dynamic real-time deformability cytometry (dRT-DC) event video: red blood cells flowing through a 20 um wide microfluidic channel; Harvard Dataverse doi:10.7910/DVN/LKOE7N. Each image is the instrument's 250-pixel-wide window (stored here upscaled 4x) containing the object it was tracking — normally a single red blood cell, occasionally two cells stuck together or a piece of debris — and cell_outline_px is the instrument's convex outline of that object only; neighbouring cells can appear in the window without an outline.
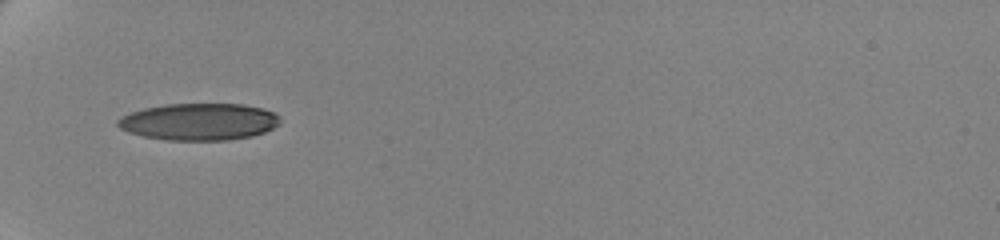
{"species": "human", "species_latin": "Homo sapiens", "temperature_condition": "cold", "stored_images_in_passage": 38, "camera_frame_rate_fps": 3000, "um_per_image_px": 0.085, "donor": {"sex": "female"}, "frame": {"image": 1, "passage_image": 1, "time_ms": 0.0, "image_size_px": [1000, 240], "cell_outline_px": [[280, 124], [264, 132], [252, 136], [228, 140], [164, 140], [144, 136], [128, 132], [120, 128], [116, 124], [116, 120], [120, 116], [144, 108], [164, 104], [240, 104], [260, 108], [276, 112], [280, 116]], "centroid_in_image_um": [16.91, 10.35], "position_along_channel_um": 68.1, "area_um2": 35.08}}
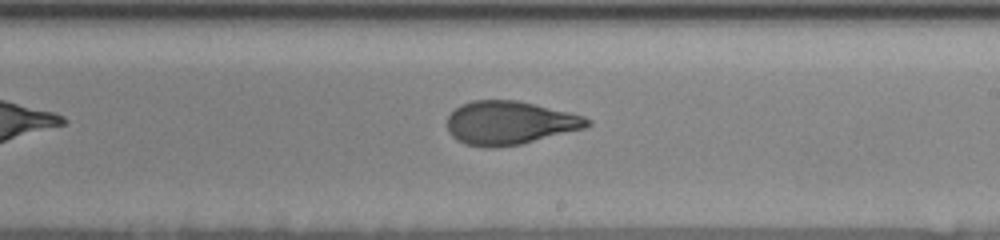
{"frame": {"image": 2, "passage_image": 17, "time_ms": 5.333, "image_size_px": [1000, 240], "cell_outline_px": [[592, 124], [584, 128], [520, 144], [496, 148], [484, 148], [464, 144], [456, 140], [448, 132], [448, 116], [456, 108], [472, 100], [516, 100], [568, 112], [584, 116], [592, 120]], "centroid_in_image_um": [43.3, 10.46], "position_along_channel_um": 245.7, "area_um2": 35.37}}
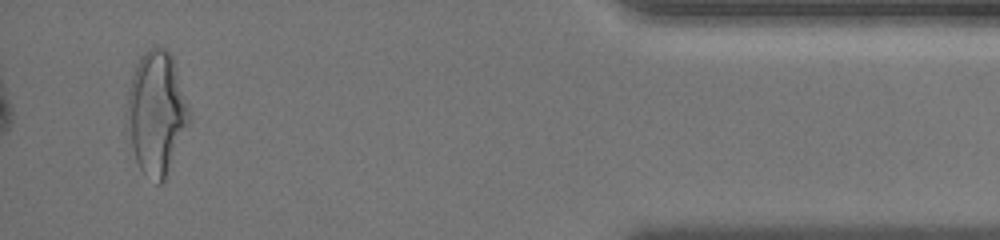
{"frame": {"image": 3, "passage_image": 36, "time_ms": 11.667, "image_size_px": [1000, 240], "cell_outline_px": [[192, 120], [164, 180], [160, 184], [156, 184], [140, 168], [136, 160], [124, 120], [128, 88], [136, 64], [140, 56], [148, 48], [164, 48], [172, 52]], "centroid_in_image_um": [13.29, 9.58], "position_along_channel_um": 421.9, "area_um2": 45.14}, "authors_computed_cell_mechanics": {"area_um2": 36.2984, "velocity_mm_per_s": 3.4991, "shape_relaxation_time_tau1_ms": 4.6752, "shape_relaxation_time_tau2_ms": 1.2298, "deformation_change_tau1": 0.1849, "deformation_change_tau2": 0.0775}}